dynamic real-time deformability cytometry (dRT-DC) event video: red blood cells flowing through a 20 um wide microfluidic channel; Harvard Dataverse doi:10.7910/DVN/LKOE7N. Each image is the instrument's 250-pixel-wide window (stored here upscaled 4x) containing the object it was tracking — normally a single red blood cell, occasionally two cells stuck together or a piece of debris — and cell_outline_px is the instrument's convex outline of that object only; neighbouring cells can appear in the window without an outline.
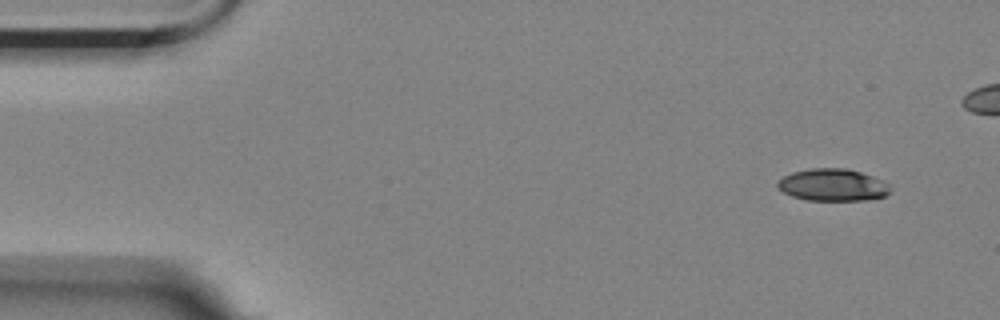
{"species": "Egyptian fruit bat (a non-hibernating species)", "species_latin": "Rousettus aegyptiacus", "temperature_condition": "room temperature", "stored_images_in_passage": 5, "camera_frame_rate_fps": 3000, "um_per_image_px": 0.085, "animal": {"sex": "female"}, "frame": {"image": 1, "passage_image": 1, "time_ms": 0.0, "image_size_px": [1000, 320], "cell_outline_px": [[892, 192], [884, 196], [864, 200], [804, 200], [792, 196], [776, 188], [776, 180], [792, 172], [812, 168], [844, 168], [860, 172], [884, 180], [892, 184]], "centroid_in_image_um": [70.8, 15.72], "position_along_channel_um": 14.2, "area_um2": 21.44}}